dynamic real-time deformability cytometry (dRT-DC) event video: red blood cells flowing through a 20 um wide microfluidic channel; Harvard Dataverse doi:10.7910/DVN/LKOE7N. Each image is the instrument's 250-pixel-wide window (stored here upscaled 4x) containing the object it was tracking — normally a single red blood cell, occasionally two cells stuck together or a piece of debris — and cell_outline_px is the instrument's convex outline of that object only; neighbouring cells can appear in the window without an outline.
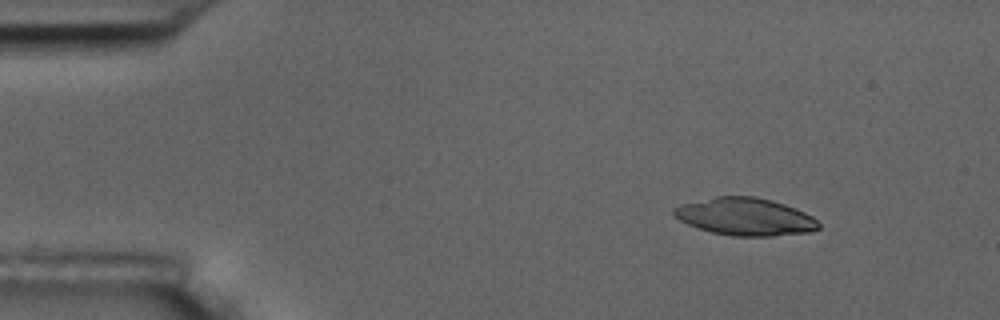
{"species": "common noctule bat (a hibernating species)", "species_latin": "Nyctalus noctula", "temperature_condition": "room temperature", "stored_images_in_passage": 5, "camera_frame_rate_fps": 3000, "um_per_image_px": 0.085, "animal": {"sex": "male", "body_mass_g": 17.5, "forearm_length_mm": 52.3}, "frame": {"image": 1, "passage_image": 2, "time_ms": 1.0, "image_size_px": [1000, 320], "cell_outline_px": [[820, 228], [808, 232], [772, 236], [732, 236], [712, 232], [688, 224], [672, 216], [672, 208], [680, 204], [716, 196], [756, 196], [772, 200], [784, 204], [804, 212], [812, 216], [820, 224]], "centroid_in_image_um": [63.31, 18.41], "position_along_channel_um": 21.7, "area_um2": 31.67}}